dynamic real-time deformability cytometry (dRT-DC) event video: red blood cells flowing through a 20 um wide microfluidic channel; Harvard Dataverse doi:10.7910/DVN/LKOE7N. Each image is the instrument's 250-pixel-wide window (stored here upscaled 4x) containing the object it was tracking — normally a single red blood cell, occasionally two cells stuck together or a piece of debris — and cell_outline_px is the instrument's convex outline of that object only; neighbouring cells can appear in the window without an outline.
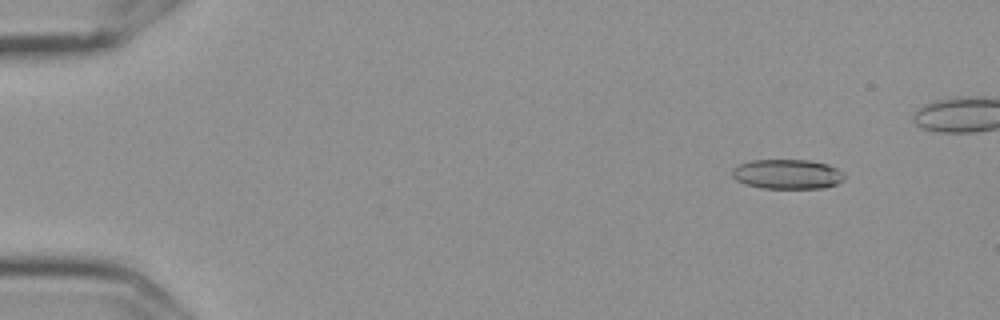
{"species": "Egyptian fruit bat (a non-hibernating species)", "species_latin": "Rousettus aegyptiacus", "temperature_condition": "cold", "stored_images_in_passage": 52, "camera_frame_rate_fps": 3000, "um_per_image_px": 0.085, "frame": {"image": 1, "passage_image": 6, "time_ms": 1.667, "image_size_px": [1000, 320], "cell_outline_px": [[844, 180], [836, 184], [824, 188], [760, 188], [744, 184], [736, 180], [732, 176], [732, 168], [736, 164], [752, 160], [808, 160], [828, 164], [836, 168], [844, 176]], "centroid_in_image_um": [66.87, 14.8], "position_along_channel_um": 18.1, "area_um2": 19.54}}
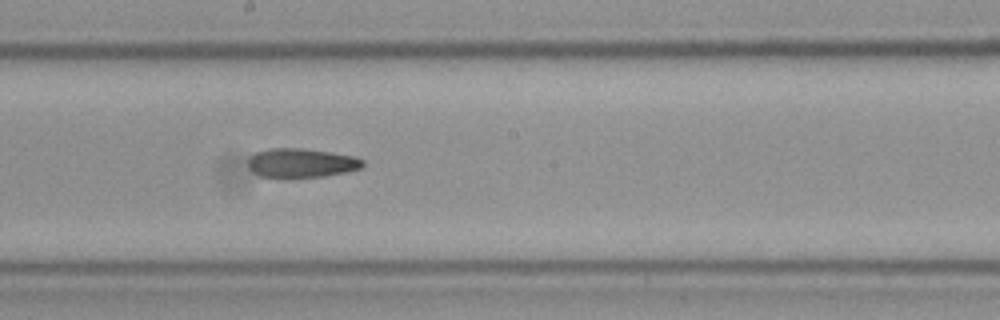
{"frame": {"image": 2, "passage_image": 32, "time_ms": 10.333, "image_size_px": [1000, 320], "cell_outline_px": [[364, 164], [360, 168], [344, 172], [324, 176], [284, 180], [280, 180], [260, 176], [252, 172], [248, 164], [248, 160], [256, 152], [272, 148], [300, 148], [328, 152], [352, 156], [364, 160]], "centroid_in_image_um": [25.55, 13.9], "position_along_channel_um": 222.7, "area_um2": 19.83}}
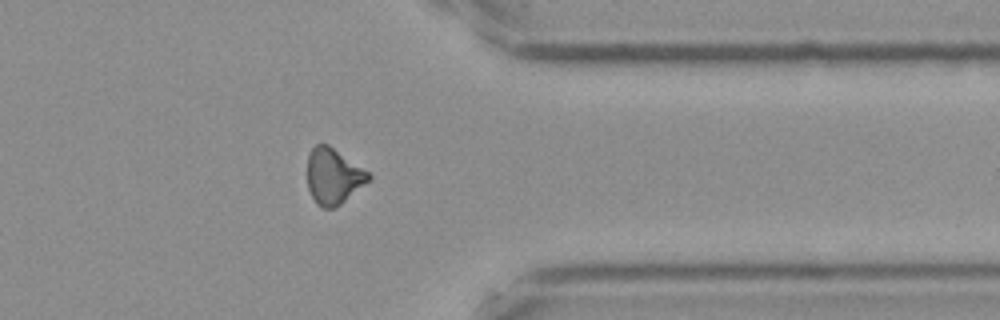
{"frame": {"image": 3, "passage_image": 46, "time_ms": 15.0, "image_size_px": [1000, 320], "cell_outline_px": [[372, 176], [368, 180], [340, 204], [332, 208], [320, 208], [316, 204], [308, 188], [308, 156], [312, 148], [316, 144], [328, 144], [368, 172]], "centroid_in_image_um": [28.3, 14.98], "position_along_channel_um": 383.1, "area_um2": 19.42}}